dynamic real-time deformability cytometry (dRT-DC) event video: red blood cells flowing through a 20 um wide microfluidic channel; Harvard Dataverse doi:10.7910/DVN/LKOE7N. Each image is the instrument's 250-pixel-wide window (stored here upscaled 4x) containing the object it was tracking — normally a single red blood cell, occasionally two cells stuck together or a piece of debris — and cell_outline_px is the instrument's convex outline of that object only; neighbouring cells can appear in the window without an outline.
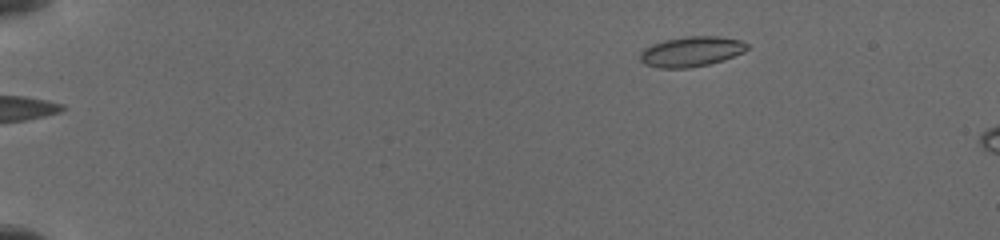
{"species": "common noctule bat (a hibernating species)", "species_latin": "Nyctalus noctula", "temperature_condition": "cold", "stored_images_in_passage": 2, "camera_frame_rate_fps": 3000, "um_per_image_px": 0.085, "animal": {"sex": "female", "body_mass_g": 19.5, "forearm_length_mm": 54.1}, "frame": {"image": 1, "passage_image": 2, "time_ms": 1.333, "image_size_px": [1000, 240], "cell_outline_px": [[748, 48], [744, 52], [724, 60], [708, 64], [688, 68], [656, 68], [644, 64], [640, 60], [640, 52], [644, 48], [652, 44], [664, 40], [688, 36], [716, 36], [740, 40], [748, 44]], "centroid_in_image_um": [58.74, 4.39], "position_along_channel_um": 26.3, "area_um2": 18.84}}